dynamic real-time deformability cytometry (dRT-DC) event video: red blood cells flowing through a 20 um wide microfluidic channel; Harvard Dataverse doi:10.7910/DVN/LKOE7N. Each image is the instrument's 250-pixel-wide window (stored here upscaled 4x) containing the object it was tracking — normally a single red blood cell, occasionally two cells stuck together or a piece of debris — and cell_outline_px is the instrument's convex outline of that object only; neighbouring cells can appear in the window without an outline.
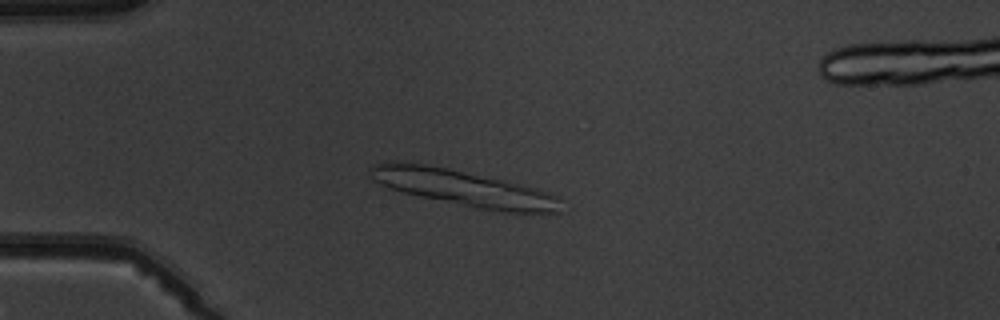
{"species": "common noctule bat (a hibernating species)", "species_latin": "Nyctalus noctula", "temperature_condition": "warm", "stored_images_in_passage": 5, "camera_frame_rate_fps": 3000, "um_per_image_px": 0.085, "animal": {"sex": "male", "body_mass_g": 19.5, "forearm_length_mm": 54.6}, "frame": {"image": 1, "passage_image": 4, "time_ms": 3.333, "image_size_px": [1000, 320], "cell_outline_px": [[564, 212], [504, 212], [476, 208], [420, 196], [388, 188], [372, 180], [372, 164], [392, 160], [396, 160], [424, 164], [448, 168], [524, 184], [548, 192], [556, 196], [560, 200]], "centroid_in_image_um": [39.41, 15.97], "position_along_channel_um": 45.6, "area_um2": 40.06}}